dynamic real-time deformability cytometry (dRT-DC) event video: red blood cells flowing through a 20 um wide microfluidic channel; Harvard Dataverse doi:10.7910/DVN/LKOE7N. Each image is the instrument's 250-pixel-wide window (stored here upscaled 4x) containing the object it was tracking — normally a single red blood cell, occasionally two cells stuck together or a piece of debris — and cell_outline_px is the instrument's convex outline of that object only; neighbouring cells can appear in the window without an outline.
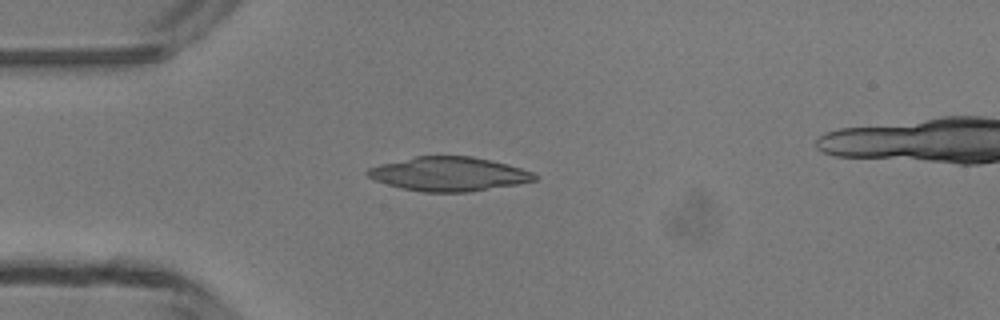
{"species": "common noctule bat (a hibernating species)", "species_latin": "Nyctalus noctula", "temperature_condition": "room temperature", "stored_images_in_passage": 4, "camera_frame_rate_fps": 3000, "um_per_image_px": 0.085, "animal": {"sex": "male", "body_mass_g": 13.3}, "frame": {"image": 1, "passage_image": 4, "time_ms": 3.667, "image_size_px": [1000, 320], "cell_outline_px": [[536, 180], [516, 184], [468, 192], [424, 192], [400, 188], [376, 180], [368, 176], [364, 172], [368, 168], [380, 164], [416, 156], [472, 156], [508, 164], [532, 172], [536, 176]], "centroid_in_image_um": [38.12, 14.79], "position_along_channel_um": 46.9, "area_um2": 32.89}}